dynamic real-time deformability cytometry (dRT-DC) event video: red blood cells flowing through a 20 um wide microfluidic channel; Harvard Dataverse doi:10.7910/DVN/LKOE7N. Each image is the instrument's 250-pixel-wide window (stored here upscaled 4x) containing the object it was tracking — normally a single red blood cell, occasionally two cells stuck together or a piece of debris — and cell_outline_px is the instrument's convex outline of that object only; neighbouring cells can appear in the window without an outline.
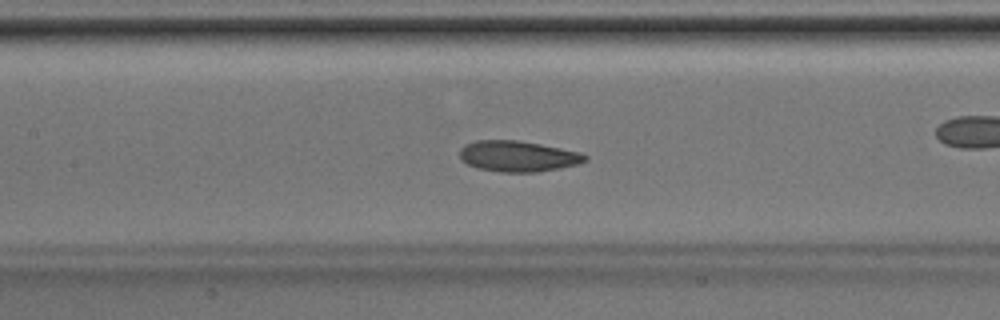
{"species": "Egyptian fruit bat (a non-hibernating species)", "species_latin": "Rousettus aegyptiacus", "temperature_condition": "room temperature", "stored_images_in_passage": 43, "camera_frame_rate_fps": 3000, "um_per_image_px": 0.085, "animal": {"sex": "male"}, "frame": {"image": 1, "passage_image": 19, "time_ms": 6.0, "image_size_px": [1000, 320], "cell_outline_px": [[588, 160], [576, 164], [560, 168], [536, 172], [500, 172], [476, 168], [460, 160], [460, 148], [464, 144], [476, 140], [516, 140], [540, 144], [580, 152], [588, 156]], "centroid_in_image_um": [43.99, 13.28], "position_along_channel_um": 163.4, "area_um2": 22.6}}
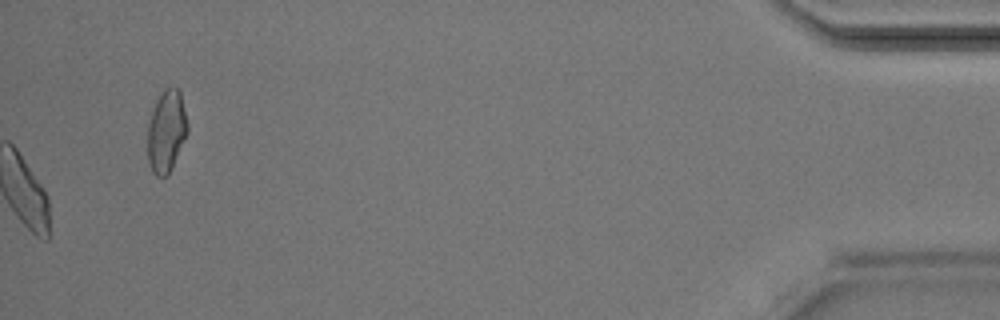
{"frame": {"image": 2, "passage_image": 43, "time_ms": 14.0, "image_size_px": [1000, 320], "cell_outline_px": [[188, 132], [168, 172], [164, 176], [156, 176], [152, 172], [148, 160], [148, 124], [156, 96], [168, 88], [176, 88], [180, 92], [188, 124]], "centroid_in_image_um": [14.12, 11.11], "position_along_channel_um": 421.1, "area_um2": 18.73}}